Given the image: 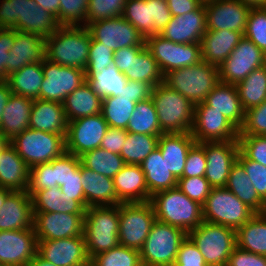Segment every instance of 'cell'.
I'll return each instance as SVG.
<instances>
[{
	"label": "cell",
	"mask_w": 266,
	"mask_h": 266,
	"mask_svg": "<svg viewBox=\"0 0 266 266\" xmlns=\"http://www.w3.org/2000/svg\"><path fill=\"white\" fill-rule=\"evenodd\" d=\"M60 24L34 0H0V29H15L50 37Z\"/></svg>",
	"instance_id": "cell-1"
},
{
	"label": "cell",
	"mask_w": 266,
	"mask_h": 266,
	"mask_svg": "<svg viewBox=\"0 0 266 266\" xmlns=\"http://www.w3.org/2000/svg\"><path fill=\"white\" fill-rule=\"evenodd\" d=\"M91 34L86 26H60L46 38V59L82 70L88 65Z\"/></svg>",
	"instance_id": "cell-2"
},
{
	"label": "cell",
	"mask_w": 266,
	"mask_h": 266,
	"mask_svg": "<svg viewBox=\"0 0 266 266\" xmlns=\"http://www.w3.org/2000/svg\"><path fill=\"white\" fill-rule=\"evenodd\" d=\"M155 218L182 229L187 234L203 222L202 205L191 200L178 186L151 196Z\"/></svg>",
	"instance_id": "cell-3"
},
{
	"label": "cell",
	"mask_w": 266,
	"mask_h": 266,
	"mask_svg": "<svg viewBox=\"0 0 266 266\" xmlns=\"http://www.w3.org/2000/svg\"><path fill=\"white\" fill-rule=\"evenodd\" d=\"M119 205L90 206L84 216L86 252L94 256L119 245Z\"/></svg>",
	"instance_id": "cell-4"
},
{
	"label": "cell",
	"mask_w": 266,
	"mask_h": 266,
	"mask_svg": "<svg viewBox=\"0 0 266 266\" xmlns=\"http://www.w3.org/2000/svg\"><path fill=\"white\" fill-rule=\"evenodd\" d=\"M151 98L163 134L191 132L195 106L186 97L161 83L152 88Z\"/></svg>",
	"instance_id": "cell-5"
},
{
	"label": "cell",
	"mask_w": 266,
	"mask_h": 266,
	"mask_svg": "<svg viewBox=\"0 0 266 266\" xmlns=\"http://www.w3.org/2000/svg\"><path fill=\"white\" fill-rule=\"evenodd\" d=\"M163 83L186 97L192 104L202 103L220 83L219 68L207 62L174 69L163 76Z\"/></svg>",
	"instance_id": "cell-6"
},
{
	"label": "cell",
	"mask_w": 266,
	"mask_h": 266,
	"mask_svg": "<svg viewBox=\"0 0 266 266\" xmlns=\"http://www.w3.org/2000/svg\"><path fill=\"white\" fill-rule=\"evenodd\" d=\"M187 237L182 229L155 220L140 250L142 266H174L181 242Z\"/></svg>",
	"instance_id": "cell-7"
},
{
	"label": "cell",
	"mask_w": 266,
	"mask_h": 266,
	"mask_svg": "<svg viewBox=\"0 0 266 266\" xmlns=\"http://www.w3.org/2000/svg\"><path fill=\"white\" fill-rule=\"evenodd\" d=\"M187 236L198 247L207 266L226 265L236 247V230L220 224L203 221Z\"/></svg>",
	"instance_id": "cell-8"
},
{
	"label": "cell",
	"mask_w": 266,
	"mask_h": 266,
	"mask_svg": "<svg viewBox=\"0 0 266 266\" xmlns=\"http://www.w3.org/2000/svg\"><path fill=\"white\" fill-rule=\"evenodd\" d=\"M65 138L66 135L28 128L9 143L31 168L62 156L66 152Z\"/></svg>",
	"instance_id": "cell-9"
},
{
	"label": "cell",
	"mask_w": 266,
	"mask_h": 266,
	"mask_svg": "<svg viewBox=\"0 0 266 266\" xmlns=\"http://www.w3.org/2000/svg\"><path fill=\"white\" fill-rule=\"evenodd\" d=\"M255 212L226 187L212 188L202 205L203 221L239 229Z\"/></svg>",
	"instance_id": "cell-10"
},
{
	"label": "cell",
	"mask_w": 266,
	"mask_h": 266,
	"mask_svg": "<svg viewBox=\"0 0 266 266\" xmlns=\"http://www.w3.org/2000/svg\"><path fill=\"white\" fill-rule=\"evenodd\" d=\"M155 220L150 201L120 203L119 245L140 251Z\"/></svg>",
	"instance_id": "cell-11"
},
{
	"label": "cell",
	"mask_w": 266,
	"mask_h": 266,
	"mask_svg": "<svg viewBox=\"0 0 266 266\" xmlns=\"http://www.w3.org/2000/svg\"><path fill=\"white\" fill-rule=\"evenodd\" d=\"M145 44L163 76L174 69L193 66L201 61V43L178 44L156 34L147 37Z\"/></svg>",
	"instance_id": "cell-12"
},
{
	"label": "cell",
	"mask_w": 266,
	"mask_h": 266,
	"mask_svg": "<svg viewBox=\"0 0 266 266\" xmlns=\"http://www.w3.org/2000/svg\"><path fill=\"white\" fill-rule=\"evenodd\" d=\"M122 17L145 39L160 34L172 18L166 0H127Z\"/></svg>",
	"instance_id": "cell-13"
},
{
	"label": "cell",
	"mask_w": 266,
	"mask_h": 266,
	"mask_svg": "<svg viewBox=\"0 0 266 266\" xmlns=\"http://www.w3.org/2000/svg\"><path fill=\"white\" fill-rule=\"evenodd\" d=\"M44 79L40 99L61 103L65 97L87 81L85 70L66 67L45 59L42 62Z\"/></svg>",
	"instance_id": "cell-14"
},
{
	"label": "cell",
	"mask_w": 266,
	"mask_h": 266,
	"mask_svg": "<svg viewBox=\"0 0 266 266\" xmlns=\"http://www.w3.org/2000/svg\"><path fill=\"white\" fill-rule=\"evenodd\" d=\"M263 59L264 52L243 36L230 56L218 66L220 82L237 85L254 69L263 66Z\"/></svg>",
	"instance_id": "cell-15"
},
{
	"label": "cell",
	"mask_w": 266,
	"mask_h": 266,
	"mask_svg": "<svg viewBox=\"0 0 266 266\" xmlns=\"http://www.w3.org/2000/svg\"><path fill=\"white\" fill-rule=\"evenodd\" d=\"M86 27L95 41L113 51L124 47L146 46L145 37L122 16L91 22Z\"/></svg>",
	"instance_id": "cell-16"
},
{
	"label": "cell",
	"mask_w": 266,
	"mask_h": 266,
	"mask_svg": "<svg viewBox=\"0 0 266 266\" xmlns=\"http://www.w3.org/2000/svg\"><path fill=\"white\" fill-rule=\"evenodd\" d=\"M191 135L196 143L238 141L239 130L216 110L203 102L195 105Z\"/></svg>",
	"instance_id": "cell-17"
},
{
	"label": "cell",
	"mask_w": 266,
	"mask_h": 266,
	"mask_svg": "<svg viewBox=\"0 0 266 266\" xmlns=\"http://www.w3.org/2000/svg\"><path fill=\"white\" fill-rule=\"evenodd\" d=\"M108 127L101 113L69 121L65 138L66 152L79 157L100 148Z\"/></svg>",
	"instance_id": "cell-18"
},
{
	"label": "cell",
	"mask_w": 266,
	"mask_h": 266,
	"mask_svg": "<svg viewBox=\"0 0 266 266\" xmlns=\"http://www.w3.org/2000/svg\"><path fill=\"white\" fill-rule=\"evenodd\" d=\"M33 228L37 241L84 236L85 214L33 212Z\"/></svg>",
	"instance_id": "cell-19"
},
{
	"label": "cell",
	"mask_w": 266,
	"mask_h": 266,
	"mask_svg": "<svg viewBox=\"0 0 266 266\" xmlns=\"http://www.w3.org/2000/svg\"><path fill=\"white\" fill-rule=\"evenodd\" d=\"M205 150L207 166L205 178L212 188L225 187L229 172L239 154L238 141H215L200 143Z\"/></svg>",
	"instance_id": "cell-20"
},
{
	"label": "cell",
	"mask_w": 266,
	"mask_h": 266,
	"mask_svg": "<svg viewBox=\"0 0 266 266\" xmlns=\"http://www.w3.org/2000/svg\"><path fill=\"white\" fill-rule=\"evenodd\" d=\"M37 242V254L55 266H90L84 236Z\"/></svg>",
	"instance_id": "cell-21"
},
{
	"label": "cell",
	"mask_w": 266,
	"mask_h": 266,
	"mask_svg": "<svg viewBox=\"0 0 266 266\" xmlns=\"http://www.w3.org/2000/svg\"><path fill=\"white\" fill-rule=\"evenodd\" d=\"M34 228L0 231V264L27 266L37 254Z\"/></svg>",
	"instance_id": "cell-22"
},
{
	"label": "cell",
	"mask_w": 266,
	"mask_h": 266,
	"mask_svg": "<svg viewBox=\"0 0 266 266\" xmlns=\"http://www.w3.org/2000/svg\"><path fill=\"white\" fill-rule=\"evenodd\" d=\"M207 30H231L244 35L250 6L239 0H214L204 4Z\"/></svg>",
	"instance_id": "cell-23"
},
{
	"label": "cell",
	"mask_w": 266,
	"mask_h": 266,
	"mask_svg": "<svg viewBox=\"0 0 266 266\" xmlns=\"http://www.w3.org/2000/svg\"><path fill=\"white\" fill-rule=\"evenodd\" d=\"M206 31L205 7L201 4L195 11L172 17L160 35L178 44L201 43Z\"/></svg>",
	"instance_id": "cell-24"
},
{
	"label": "cell",
	"mask_w": 266,
	"mask_h": 266,
	"mask_svg": "<svg viewBox=\"0 0 266 266\" xmlns=\"http://www.w3.org/2000/svg\"><path fill=\"white\" fill-rule=\"evenodd\" d=\"M6 71L8 74L28 64L46 59V39L37 34L16 30L14 45L9 51Z\"/></svg>",
	"instance_id": "cell-25"
},
{
	"label": "cell",
	"mask_w": 266,
	"mask_h": 266,
	"mask_svg": "<svg viewBox=\"0 0 266 266\" xmlns=\"http://www.w3.org/2000/svg\"><path fill=\"white\" fill-rule=\"evenodd\" d=\"M33 206L27 191H12L0 208V231L33 227Z\"/></svg>",
	"instance_id": "cell-26"
},
{
	"label": "cell",
	"mask_w": 266,
	"mask_h": 266,
	"mask_svg": "<svg viewBox=\"0 0 266 266\" xmlns=\"http://www.w3.org/2000/svg\"><path fill=\"white\" fill-rule=\"evenodd\" d=\"M112 179L121 203L150 201L141 165L126 164Z\"/></svg>",
	"instance_id": "cell-27"
},
{
	"label": "cell",
	"mask_w": 266,
	"mask_h": 266,
	"mask_svg": "<svg viewBox=\"0 0 266 266\" xmlns=\"http://www.w3.org/2000/svg\"><path fill=\"white\" fill-rule=\"evenodd\" d=\"M243 34L231 30H207L201 40V61L220 66L232 53Z\"/></svg>",
	"instance_id": "cell-28"
},
{
	"label": "cell",
	"mask_w": 266,
	"mask_h": 266,
	"mask_svg": "<svg viewBox=\"0 0 266 266\" xmlns=\"http://www.w3.org/2000/svg\"><path fill=\"white\" fill-rule=\"evenodd\" d=\"M30 167L8 142L0 152V187L27 191Z\"/></svg>",
	"instance_id": "cell-29"
},
{
	"label": "cell",
	"mask_w": 266,
	"mask_h": 266,
	"mask_svg": "<svg viewBox=\"0 0 266 266\" xmlns=\"http://www.w3.org/2000/svg\"><path fill=\"white\" fill-rule=\"evenodd\" d=\"M209 110L223 114L238 130L242 127L245 110L235 85L220 82L203 101Z\"/></svg>",
	"instance_id": "cell-30"
},
{
	"label": "cell",
	"mask_w": 266,
	"mask_h": 266,
	"mask_svg": "<svg viewBox=\"0 0 266 266\" xmlns=\"http://www.w3.org/2000/svg\"><path fill=\"white\" fill-rule=\"evenodd\" d=\"M29 128L67 135L68 120L63 105L58 102L34 99Z\"/></svg>",
	"instance_id": "cell-31"
},
{
	"label": "cell",
	"mask_w": 266,
	"mask_h": 266,
	"mask_svg": "<svg viewBox=\"0 0 266 266\" xmlns=\"http://www.w3.org/2000/svg\"><path fill=\"white\" fill-rule=\"evenodd\" d=\"M81 184L86 200V209L90 206H115L121 202L117 199L113 179L81 164Z\"/></svg>",
	"instance_id": "cell-32"
},
{
	"label": "cell",
	"mask_w": 266,
	"mask_h": 266,
	"mask_svg": "<svg viewBox=\"0 0 266 266\" xmlns=\"http://www.w3.org/2000/svg\"><path fill=\"white\" fill-rule=\"evenodd\" d=\"M196 143L190 132L162 134L158 148L165 159L168 170L177 178L183 176L185 161L191 147Z\"/></svg>",
	"instance_id": "cell-33"
},
{
	"label": "cell",
	"mask_w": 266,
	"mask_h": 266,
	"mask_svg": "<svg viewBox=\"0 0 266 266\" xmlns=\"http://www.w3.org/2000/svg\"><path fill=\"white\" fill-rule=\"evenodd\" d=\"M33 103L32 98L11 94L0 124V131L8 142L29 128Z\"/></svg>",
	"instance_id": "cell-34"
},
{
	"label": "cell",
	"mask_w": 266,
	"mask_h": 266,
	"mask_svg": "<svg viewBox=\"0 0 266 266\" xmlns=\"http://www.w3.org/2000/svg\"><path fill=\"white\" fill-rule=\"evenodd\" d=\"M102 97L86 81L62 102L68 122L101 113Z\"/></svg>",
	"instance_id": "cell-35"
},
{
	"label": "cell",
	"mask_w": 266,
	"mask_h": 266,
	"mask_svg": "<svg viewBox=\"0 0 266 266\" xmlns=\"http://www.w3.org/2000/svg\"><path fill=\"white\" fill-rule=\"evenodd\" d=\"M33 212H60L85 214L86 208L73 197L61 191L59 186L36 191L31 196Z\"/></svg>",
	"instance_id": "cell-36"
},
{
	"label": "cell",
	"mask_w": 266,
	"mask_h": 266,
	"mask_svg": "<svg viewBox=\"0 0 266 266\" xmlns=\"http://www.w3.org/2000/svg\"><path fill=\"white\" fill-rule=\"evenodd\" d=\"M145 175L149 195L177 186L178 179L168 170L165 159L157 147L140 164Z\"/></svg>",
	"instance_id": "cell-37"
},
{
	"label": "cell",
	"mask_w": 266,
	"mask_h": 266,
	"mask_svg": "<svg viewBox=\"0 0 266 266\" xmlns=\"http://www.w3.org/2000/svg\"><path fill=\"white\" fill-rule=\"evenodd\" d=\"M225 187L234 193L255 213L266 212V203L257 194L256 189L252 185L249 176L246 174L243 165L238 160H236L229 172V177Z\"/></svg>",
	"instance_id": "cell-38"
},
{
	"label": "cell",
	"mask_w": 266,
	"mask_h": 266,
	"mask_svg": "<svg viewBox=\"0 0 266 266\" xmlns=\"http://www.w3.org/2000/svg\"><path fill=\"white\" fill-rule=\"evenodd\" d=\"M236 246L266 256V212L255 213L236 230Z\"/></svg>",
	"instance_id": "cell-39"
},
{
	"label": "cell",
	"mask_w": 266,
	"mask_h": 266,
	"mask_svg": "<svg viewBox=\"0 0 266 266\" xmlns=\"http://www.w3.org/2000/svg\"><path fill=\"white\" fill-rule=\"evenodd\" d=\"M44 79L42 62L25 65L7 77V84L13 94L40 99V88Z\"/></svg>",
	"instance_id": "cell-40"
},
{
	"label": "cell",
	"mask_w": 266,
	"mask_h": 266,
	"mask_svg": "<svg viewBox=\"0 0 266 266\" xmlns=\"http://www.w3.org/2000/svg\"><path fill=\"white\" fill-rule=\"evenodd\" d=\"M235 86L245 111L262 104L266 100V68L254 69Z\"/></svg>",
	"instance_id": "cell-41"
},
{
	"label": "cell",
	"mask_w": 266,
	"mask_h": 266,
	"mask_svg": "<svg viewBox=\"0 0 266 266\" xmlns=\"http://www.w3.org/2000/svg\"><path fill=\"white\" fill-rule=\"evenodd\" d=\"M127 132L161 136L160 125L152 98L137 102L129 119Z\"/></svg>",
	"instance_id": "cell-42"
},
{
	"label": "cell",
	"mask_w": 266,
	"mask_h": 266,
	"mask_svg": "<svg viewBox=\"0 0 266 266\" xmlns=\"http://www.w3.org/2000/svg\"><path fill=\"white\" fill-rule=\"evenodd\" d=\"M124 76L127 80L143 81L152 87L163 83V75L146 46L136 56H132L131 69Z\"/></svg>",
	"instance_id": "cell-43"
},
{
	"label": "cell",
	"mask_w": 266,
	"mask_h": 266,
	"mask_svg": "<svg viewBox=\"0 0 266 266\" xmlns=\"http://www.w3.org/2000/svg\"><path fill=\"white\" fill-rule=\"evenodd\" d=\"M79 158L86 168L110 178H113L126 165L120 154H114L102 148L85 152Z\"/></svg>",
	"instance_id": "cell-44"
},
{
	"label": "cell",
	"mask_w": 266,
	"mask_h": 266,
	"mask_svg": "<svg viewBox=\"0 0 266 266\" xmlns=\"http://www.w3.org/2000/svg\"><path fill=\"white\" fill-rule=\"evenodd\" d=\"M87 82L102 98L107 96L117 97L127 83V78L113 64L100 73H86Z\"/></svg>",
	"instance_id": "cell-45"
},
{
	"label": "cell",
	"mask_w": 266,
	"mask_h": 266,
	"mask_svg": "<svg viewBox=\"0 0 266 266\" xmlns=\"http://www.w3.org/2000/svg\"><path fill=\"white\" fill-rule=\"evenodd\" d=\"M159 136L128 132L120 156L125 164L140 165L158 146Z\"/></svg>",
	"instance_id": "cell-46"
},
{
	"label": "cell",
	"mask_w": 266,
	"mask_h": 266,
	"mask_svg": "<svg viewBox=\"0 0 266 266\" xmlns=\"http://www.w3.org/2000/svg\"><path fill=\"white\" fill-rule=\"evenodd\" d=\"M135 105L131 98L107 96L102 99L101 114L109 127L126 130Z\"/></svg>",
	"instance_id": "cell-47"
},
{
	"label": "cell",
	"mask_w": 266,
	"mask_h": 266,
	"mask_svg": "<svg viewBox=\"0 0 266 266\" xmlns=\"http://www.w3.org/2000/svg\"><path fill=\"white\" fill-rule=\"evenodd\" d=\"M90 266H142L140 251L118 245L90 260Z\"/></svg>",
	"instance_id": "cell-48"
},
{
	"label": "cell",
	"mask_w": 266,
	"mask_h": 266,
	"mask_svg": "<svg viewBox=\"0 0 266 266\" xmlns=\"http://www.w3.org/2000/svg\"><path fill=\"white\" fill-rule=\"evenodd\" d=\"M89 0H60V26H87Z\"/></svg>",
	"instance_id": "cell-49"
},
{
	"label": "cell",
	"mask_w": 266,
	"mask_h": 266,
	"mask_svg": "<svg viewBox=\"0 0 266 266\" xmlns=\"http://www.w3.org/2000/svg\"><path fill=\"white\" fill-rule=\"evenodd\" d=\"M244 37L266 51V7L250 9Z\"/></svg>",
	"instance_id": "cell-50"
},
{
	"label": "cell",
	"mask_w": 266,
	"mask_h": 266,
	"mask_svg": "<svg viewBox=\"0 0 266 266\" xmlns=\"http://www.w3.org/2000/svg\"><path fill=\"white\" fill-rule=\"evenodd\" d=\"M126 1L127 0H89L87 25L98 20L122 16Z\"/></svg>",
	"instance_id": "cell-51"
},
{
	"label": "cell",
	"mask_w": 266,
	"mask_h": 266,
	"mask_svg": "<svg viewBox=\"0 0 266 266\" xmlns=\"http://www.w3.org/2000/svg\"><path fill=\"white\" fill-rule=\"evenodd\" d=\"M239 135L266 136V100L245 111V118Z\"/></svg>",
	"instance_id": "cell-52"
},
{
	"label": "cell",
	"mask_w": 266,
	"mask_h": 266,
	"mask_svg": "<svg viewBox=\"0 0 266 266\" xmlns=\"http://www.w3.org/2000/svg\"><path fill=\"white\" fill-rule=\"evenodd\" d=\"M114 51L91 37L88 65L85 73H100L114 62Z\"/></svg>",
	"instance_id": "cell-53"
},
{
	"label": "cell",
	"mask_w": 266,
	"mask_h": 266,
	"mask_svg": "<svg viewBox=\"0 0 266 266\" xmlns=\"http://www.w3.org/2000/svg\"><path fill=\"white\" fill-rule=\"evenodd\" d=\"M239 150L250 160L266 166V136L239 135Z\"/></svg>",
	"instance_id": "cell-54"
},
{
	"label": "cell",
	"mask_w": 266,
	"mask_h": 266,
	"mask_svg": "<svg viewBox=\"0 0 266 266\" xmlns=\"http://www.w3.org/2000/svg\"><path fill=\"white\" fill-rule=\"evenodd\" d=\"M178 188L191 200L203 205L212 187L205 176L200 177H180Z\"/></svg>",
	"instance_id": "cell-55"
},
{
	"label": "cell",
	"mask_w": 266,
	"mask_h": 266,
	"mask_svg": "<svg viewBox=\"0 0 266 266\" xmlns=\"http://www.w3.org/2000/svg\"><path fill=\"white\" fill-rule=\"evenodd\" d=\"M54 186L61 187L65 182L75 175V170L81 165L80 158L73 154L65 152L62 156L53 159L51 162Z\"/></svg>",
	"instance_id": "cell-56"
},
{
	"label": "cell",
	"mask_w": 266,
	"mask_h": 266,
	"mask_svg": "<svg viewBox=\"0 0 266 266\" xmlns=\"http://www.w3.org/2000/svg\"><path fill=\"white\" fill-rule=\"evenodd\" d=\"M237 160L243 165L259 197L266 203V166L248 159L240 150Z\"/></svg>",
	"instance_id": "cell-57"
},
{
	"label": "cell",
	"mask_w": 266,
	"mask_h": 266,
	"mask_svg": "<svg viewBox=\"0 0 266 266\" xmlns=\"http://www.w3.org/2000/svg\"><path fill=\"white\" fill-rule=\"evenodd\" d=\"M54 187L52 164L42 163L30 168L27 193L32 196L36 191Z\"/></svg>",
	"instance_id": "cell-58"
},
{
	"label": "cell",
	"mask_w": 266,
	"mask_h": 266,
	"mask_svg": "<svg viewBox=\"0 0 266 266\" xmlns=\"http://www.w3.org/2000/svg\"><path fill=\"white\" fill-rule=\"evenodd\" d=\"M207 160L204 147L200 143H195L189 150L182 177L204 176Z\"/></svg>",
	"instance_id": "cell-59"
},
{
	"label": "cell",
	"mask_w": 266,
	"mask_h": 266,
	"mask_svg": "<svg viewBox=\"0 0 266 266\" xmlns=\"http://www.w3.org/2000/svg\"><path fill=\"white\" fill-rule=\"evenodd\" d=\"M174 266H207L200 250L188 236L180 244Z\"/></svg>",
	"instance_id": "cell-60"
},
{
	"label": "cell",
	"mask_w": 266,
	"mask_h": 266,
	"mask_svg": "<svg viewBox=\"0 0 266 266\" xmlns=\"http://www.w3.org/2000/svg\"><path fill=\"white\" fill-rule=\"evenodd\" d=\"M16 30L0 29V81H6L8 73L6 64L8 63L9 51L14 45Z\"/></svg>",
	"instance_id": "cell-61"
},
{
	"label": "cell",
	"mask_w": 266,
	"mask_h": 266,
	"mask_svg": "<svg viewBox=\"0 0 266 266\" xmlns=\"http://www.w3.org/2000/svg\"><path fill=\"white\" fill-rule=\"evenodd\" d=\"M227 264L229 266H266V256L248 252L236 246Z\"/></svg>",
	"instance_id": "cell-62"
},
{
	"label": "cell",
	"mask_w": 266,
	"mask_h": 266,
	"mask_svg": "<svg viewBox=\"0 0 266 266\" xmlns=\"http://www.w3.org/2000/svg\"><path fill=\"white\" fill-rule=\"evenodd\" d=\"M152 86L143 81L128 80L119 97L131 98L132 102H140L151 97Z\"/></svg>",
	"instance_id": "cell-63"
},
{
	"label": "cell",
	"mask_w": 266,
	"mask_h": 266,
	"mask_svg": "<svg viewBox=\"0 0 266 266\" xmlns=\"http://www.w3.org/2000/svg\"><path fill=\"white\" fill-rule=\"evenodd\" d=\"M128 132L125 129H118L114 127H108L100 148L108 150L114 154H120L122 147L125 144L126 136Z\"/></svg>",
	"instance_id": "cell-64"
},
{
	"label": "cell",
	"mask_w": 266,
	"mask_h": 266,
	"mask_svg": "<svg viewBox=\"0 0 266 266\" xmlns=\"http://www.w3.org/2000/svg\"><path fill=\"white\" fill-rule=\"evenodd\" d=\"M81 165L75 170V175H72L66 182L62 185L61 191L68 196L73 197V199L79 201L86 208V200L83 192V187L81 184Z\"/></svg>",
	"instance_id": "cell-65"
},
{
	"label": "cell",
	"mask_w": 266,
	"mask_h": 266,
	"mask_svg": "<svg viewBox=\"0 0 266 266\" xmlns=\"http://www.w3.org/2000/svg\"><path fill=\"white\" fill-rule=\"evenodd\" d=\"M144 47L145 46L124 47L114 51L113 65L124 74L131 69L132 56H136Z\"/></svg>",
	"instance_id": "cell-66"
},
{
	"label": "cell",
	"mask_w": 266,
	"mask_h": 266,
	"mask_svg": "<svg viewBox=\"0 0 266 266\" xmlns=\"http://www.w3.org/2000/svg\"><path fill=\"white\" fill-rule=\"evenodd\" d=\"M172 17L195 11L201 3L198 0H166Z\"/></svg>",
	"instance_id": "cell-67"
},
{
	"label": "cell",
	"mask_w": 266,
	"mask_h": 266,
	"mask_svg": "<svg viewBox=\"0 0 266 266\" xmlns=\"http://www.w3.org/2000/svg\"><path fill=\"white\" fill-rule=\"evenodd\" d=\"M12 94V91L9 88V85L6 81H0V124L2 121V115L4 112V108L6 103L9 101V98Z\"/></svg>",
	"instance_id": "cell-68"
},
{
	"label": "cell",
	"mask_w": 266,
	"mask_h": 266,
	"mask_svg": "<svg viewBox=\"0 0 266 266\" xmlns=\"http://www.w3.org/2000/svg\"><path fill=\"white\" fill-rule=\"evenodd\" d=\"M34 1L44 10L53 14L57 18V20L59 19L60 0H34Z\"/></svg>",
	"instance_id": "cell-69"
},
{
	"label": "cell",
	"mask_w": 266,
	"mask_h": 266,
	"mask_svg": "<svg viewBox=\"0 0 266 266\" xmlns=\"http://www.w3.org/2000/svg\"><path fill=\"white\" fill-rule=\"evenodd\" d=\"M27 266H55L53 263L48 262L36 254Z\"/></svg>",
	"instance_id": "cell-70"
},
{
	"label": "cell",
	"mask_w": 266,
	"mask_h": 266,
	"mask_svg": "<svg viewBox=\"0 0 266 266\" xmlns=\"http://www.w3.org/2000/svg\"><path fill=\"white\" fill-rule=\"evenodd\" d=\"M251 8L266 7V0H239Z\"/></svg>",
	"instance_id": "cell-71"
},
{
	"label": "cell",
	"mask_w": 266,
	"mask_h": 266,
	"mask_svg": "<svg viewBox=\"0 0 266 266\" xmlns=\"http://www.w3.org/2000/svg\"><path fill=\"white\" fill-rule=\"evenodd\" d=\"M12 192V190L0 187V208L3 205L6 197Z\"/></svg>",
	"instance_id": "cell-72"
},
{
	"label": "cell",
	"mask_w": 266,
	"mask_h": 266,
	"mask_svg": "<svg viewBox=\"0 0 266 266\" xmlns=\"http://www.w3.org/2000/svg\"><path fill=\"white\" fill-rule=\"evenodd\" d=\"M7 143L8 141L4 138L2 132L0 131V152Z\"/></svg>",
	"instance_id": "cell-73"
},
{
	"label": "cell",
	"mask_w": 266,
	"mask_h": 266,
	"mask_svg": "<svg viewBox=\"0 0 266 266\" xmlns=\"http://www.w3.org/2000/svg\"><path fill=\"white\" fill-rule=\"evenodd\" d=\"M201 4H205V3H208V2H212L214 0H198Z\"/></svg>",
	"instance_id": "cell-74"
},
{
	"label": "cell",
	"mask_w": 266,
	"mask_h": 266,
	"mask_svg": "<svg viewBox=\"0 0 266 266\" xmlns=\"http://www.w3.org/2000/svg\"><path fill=\"white\" fill-rule=\"evenodd\" d=\"M263 66L266 68V51L264 52Z\"/></svg>",
	"instance_id": "cell-75"
}]
</instances>
